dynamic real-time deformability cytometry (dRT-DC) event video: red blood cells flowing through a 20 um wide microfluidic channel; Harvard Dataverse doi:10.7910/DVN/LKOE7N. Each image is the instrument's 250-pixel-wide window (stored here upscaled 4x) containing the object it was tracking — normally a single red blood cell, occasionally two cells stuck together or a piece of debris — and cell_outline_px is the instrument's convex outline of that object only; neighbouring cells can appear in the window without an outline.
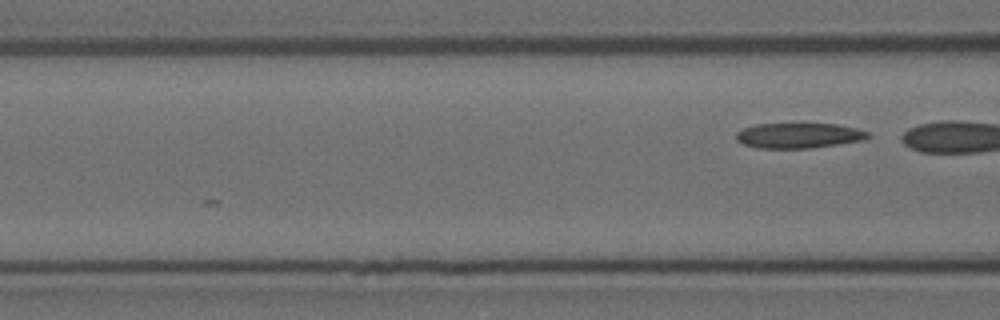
{"species": "Egyptian fruit bat (a non-hibernating species)", "species_latin": "Rousettus aegyptiacus", "temperature_condition": "room temperature", "stored_images_in_passage": 8, "camera_frame_rate_fps": 3000, "um_per_image_px": 0.085, "animal": {"sex": "female"}, "frame": {"image": 1, "passage_image": 8, "time_ms": 2.333, "image_size_px": [1000, 320], "cell_outline_px": [[872, 136], [864, 140], [808, 148], [756, 148], [740, 144], [736, 140], [736, 132], [744, 128], [756, 124], [836, 124], [856, 128], [868, 132]], "centroid_in_image_um": [67.86, 11.52], "position_along_channel_um": 98.7, "area_um2": 19.36}}